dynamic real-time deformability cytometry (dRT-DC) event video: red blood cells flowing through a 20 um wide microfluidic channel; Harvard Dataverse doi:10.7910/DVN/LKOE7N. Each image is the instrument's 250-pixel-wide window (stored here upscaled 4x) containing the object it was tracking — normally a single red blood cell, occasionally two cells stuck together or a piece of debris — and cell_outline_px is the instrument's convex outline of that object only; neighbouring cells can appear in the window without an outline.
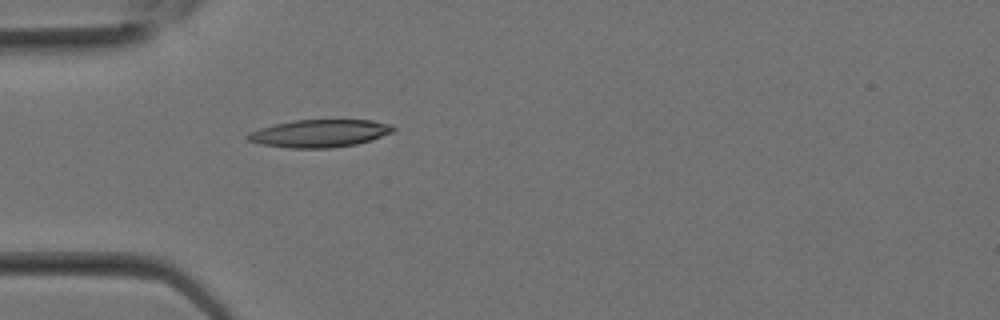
{"species": "Egyptian fruit bat (a non-hibernating species)", "species_latin": "Rousettus aegyptiacus", "temperature_condition": "room temperature", "stored_images_in_passage": 3, "camera_frame_rate_fps": 3000, "um_per_image_px": 0.085, "animal": {"sex": "female"}, "frame": {"image": 1, "passage_image": 1, "time_ms": 0.0, "image_size_px": [1000, 320], "cell_outline_px": [[396, 128], [392, 132], [372, 140], [356, 144], [332, 148], [288, 148], [260, 144], [248, 140], [244, 136], [248, 132], [260, 128], [276, 124], [296, 120], [372, 120], [392, 124]], "centroid_in_image_um": [27.17, 11.34], "position_along_channel_um": 57.8, "area_um2": 23.52}}
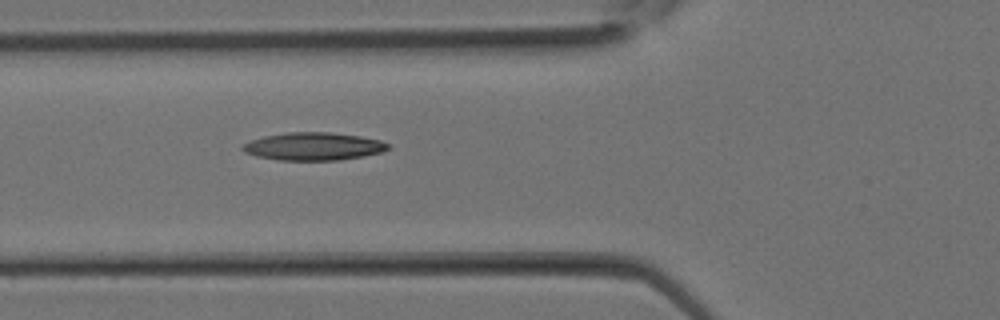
{"frame": {"image": 2, "passage_image": 3, "time_ms": 0.667, "image_size_px": [1000, 320], "cell_outline_px": [[388, 148], [380, 152], [364, 156], [340, 160], [280, 160], [256, 156], [244, 152], [240, 148], [244, 144], [252, 140], [264, 136], [284, 132], [328, 132], [360, 136], [380, 140], [388, 144]], "centroid_in_image_um": [26.61, 12.44], "position_along_channel_um": 99.2, "area_um2": 23.47}}